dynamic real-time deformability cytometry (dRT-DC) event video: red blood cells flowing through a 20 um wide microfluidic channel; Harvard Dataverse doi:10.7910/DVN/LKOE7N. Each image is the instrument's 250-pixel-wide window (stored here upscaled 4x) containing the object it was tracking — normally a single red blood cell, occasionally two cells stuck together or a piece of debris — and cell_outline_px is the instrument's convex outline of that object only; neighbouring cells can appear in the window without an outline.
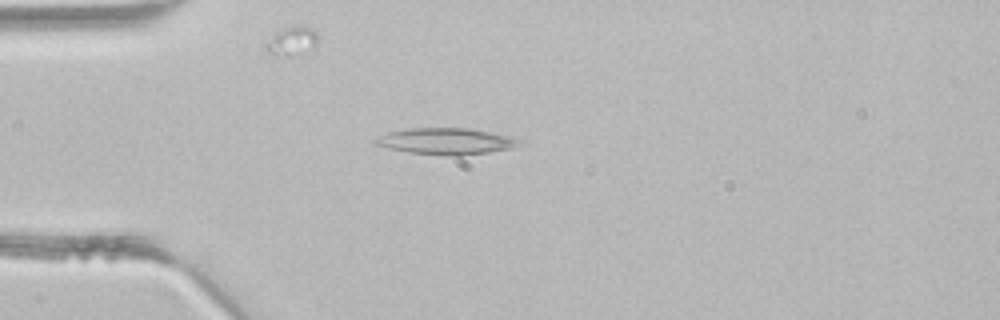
{"species": "common noctule bat (a hibernating species)", "species_latin": "Nyctalus noctula", "temperature_condition": "room temperature", "stored_images_in_passage": 2, "camera_frame_rate_fps": 3000, "um_per_image_px": 0.085, "animal": {"sex": "male", "body_mass_g": 21.5, "forearm_length_mm": 52.0}, "frame": {"image": 1, "passage_image": 2, "time_ms": 0.333, "image_size_px": [1000, 320], "cell_outline_px": [[524, 144], [512, 148], [488, 152], [460, 156], [448, 156], [408, 152], [388, 148], [376, 144], [372, 140], [388, 132], [408, 128], [472, 128], [512, 136], [520, 140]], "centroid_in_image_um": [37.97, 12.0], "position_along_channel_um": 47.0, "area_um2": 22.37}}